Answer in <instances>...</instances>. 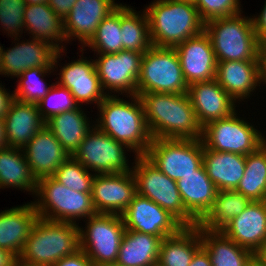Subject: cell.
<instances>
[{
    "mask_svg": "<svg viewBox=\"0 0 266 266\" xmlns=\"http://www.w3.org/2000/svg\"><path fill=\"white\" fill-rule=\"evenodd\" d=\"M26 5L47 3L48 0H24Z\"/></svg>",
    "mask_w": 266,
    "mask_h": 266,
    "instance_id": "obj_52",
    "label": "cell"
},
{
    "mask_svg": "<svg viewBox=\"0 0 266 266\" xmlns=\"http://www.w3.org/2000/svg\"><path fill=\"white\" fill-rule=\"evenodd\" d=\"M120 4L115 0H77L64 19L67 44L76 39L83 47L95 34L101 21Z\"/></svg>",
    "mask_w": 266,
    "mask_h": 266,
    "instance_id": "obj_19",
    "label": "cell"
},
{
    "mask_svg": "<svg viewBox=\"0 0 266 266\" xmlns=\"http://www.w3.org/2000/svg\"><path fill=\"white\" fill-rule=\"evenodd\" d=\"M55 71L53 68H30L26 69L17 77L18 84L14 90L15 99L24 103H39L49 92L52 84H47L45 76ZM43 78V79H42Z\"/></svg>",
    "mask_w": 266,
    "mask_h": 266,
    "instance_id": "obj_38",
    "label": "cell"
},
{
    "mask_svg": "<svg viewBox=\"0 0 266 266\" xmlns=\"http://www.w3.org/2000/svg\"><path fill=\"white\" fill-rule=\"evenodd\" d=\"M162 238L125 229L116 263L121 266L157 264Z\"/></svg>",
    "mask_w": 266,
    "mask_h": 266,
    "instance_id": "obj_32",
    "label": "cell"
},
{
    "mask_svg": "<svg viewBox=\"0 0 266 266\" xmlns=\"http://www.w3.org/2000/svg\"><path fill=\"white\" fill-rule=\"evenodd\" d=\"M14 37L12 48H1L0 75L17 78L26 69L53 68L54 60L59 49L48 41L30 37L20 40ZM15 41V42H14Z\"/></svg>",
    "mask_w": 266,
    "mask_h": 266,
    "instance_id": "obj_16",
    "label": "cell"
},
{
    "mask_svg": "<svg viewBox=\"0 0 266 266\" xmlns=\"http://www.w3.org/2000/svg\"><path fill=\"white\" fill-rule=\"evenodd\" d=\"M85 220V227L78 226L80 250L95 266L116 263L125 233L121 215L96 213Z\"/></svg>",
    "mask_w": 266,
    "mask_h": 266,
    "instance_id": "obj_10",
    "label": "cell"
},
{
    "mask_svg": "<svg viewBox=\"0 0 266 266\" xmlns=\"http://www.w3.org/2000/svg\"><path fill=\"white\" fill-rule=\"evenodd\" d=\"M249 266H260L255 260H253Z\"/></svg>",
    "mask_w": 266,
    "mask_h": 266,
    "instance_id": "obj_55",
    "label": "cell"
},
{
    "mask_svg": "<svg viewBox=\"0 0 266 266\" xmlns=\"http://www.w3.org/2000/svg\"><path fill=\"white\" fill-rule=\"evenodd\" d=\"M259 15H253V27L260 43H266V1Z\"/></svg>",
    "mask_w": 266,
    "mask_h": 266,
    "instance_id": "obj_44",
    "label": "cell"
},
{
    "mask_svg": "<svg viewBox=\"0 0 266 266\" xmlns=\"http://www.w3.org/2000/svg\"><path fill=\"white\" fill-rule=\"evenodd\" d=\"M254 260L260 266H266V242L254 252Z\"/></svg>",
    "mask_w": 266,
    "mask_h": 266,
    "instance_id": "obj_50",
    "label": "cell"
},
{
    "mask_svg": "<svg viewBox=\"0 0 266 266\" xmlns=\"http://www.w3.org/2000/svg\"><path fill=\"white\" fill-rule=\"evenodd\" d=\"M214 120L202 127L203 145L218 152H231L243 156L255 152L266 142L265 135L255 125L238 115ZM238 115V116H237Z\"/></svg>",
    "mask_w": 266,
    "mask_h": 266,
    "instance_id": "obj_9",
    "label": "cell"
},
{
    "mask_svg": "<svg viewBox=\"0 0 266 266\" xmlns=\"http://www.w3.org/2000/svg\"><path fill=\"white\" fill-rule=\"evenodd\" d=\"M203 165L218 191L235 190L244 175L246 156L203 149Z\"/></svg>",
    "mask_w": 266,
    "mask_h": 266,
    "instance_id": "obj_28",
    "label": "cell"
},
{
    "mask_svg": "<svg viewBox=\"0 0 266 266\" xmlns=\"http://www.w3.org/2000/svg\"><path fill=\"white\" fill-rule=\"evenodd\" d=\"M136 11L120 4V27L123 50L145 53L151 46L149 19L145 9Z\"/></svg>",
    "mask_w": 266,
    "mask_h": 266,
    "instance_id": "obj_35",
    "label": "cell"
},
{
    "mask_svg": "<svg viewBox=\"0 0 266 266\" xmlns=\"http://www.w3.org/2000/svg\"><path fill=\"white\" fill-rule=\"evenodd\" d=\"M221 232L239 246L255 252L266 242V200L251 201Z\"/></svg>",
    "mask_w": 266,
    "mask_h": 266,
    "instance_id": "obj_23",
    "label": "cell"
},
{
    "mask_svg": "<svg viewBox=\"0 0 266 266\" xmlns=\"http://www.w3.org/2000/svg\"><path fill=\"white\" fill-rule=\"evenodd\" d=\"M125 229L163 238L177 234L184 226L157 203L139 194L121 214Z\"/></svg>",
    "mask_w": 266,
    "mask_h": 266,
    "instance_id": "obj_15",
    "label": "cell"
},
{
    "mask_svg": "<svg viewBox=\"0 0 266 266\" xmlns=\"http://www.w3.org/2000/svg\"><path fill=\"white\" fill-rule=\"evenodd\" d=\"M201 247V229L197 226L183 227L177 234L162 239L157 264L189 266Z\"/></svg>",
    "mask_w": 266,
    "mask_h": 266,
    "instance_id": "obj_33",
    "label": "cell"
},
{
    "mask_svg": "<svg viewBox=\"0 0 266 266\" xmlns=\"http://www.w3.org/2000/svg\"><path fill=\"white\" fill-rule=\"evenodd\" d=\"M188 92L175 48L151 46L142 56L137 94Z\"/></svg>",
    "mask_w": 266,
    "mask_h": 266,
    "instance_id": "obj_8",
    "label": "cell"
},
{
    "mask_svg": "<svg viewBox=\"0 0 266 266\" xmlns=\"http://www.w3.org/2000/svg\"><path fill=\"white\" fill-rule=\"evenodd\" d=\"M97 110L99 113L94 125L100 131L124 143L133 151L134 156L146 154L153 138L138 95L122 98L116 94L106 96L97 106Z\"/></svg>",
    "mask_w": 266,
    "mask_h": 266,
    "instance_id": "obj_2",
    "label": "cell"
},
{
    "mask_svg": "<svg viewBox=\"0 0 266 266\" xmlns=\"http://www.w3.org/2000/svg\"><path fill=\"white\" fill-rule=\"evenodd\" d=\"M37 182L23 149L8 146L0 149V189L11 187L35 196Z\"/></svg>",
    "mask_w": 266,
    "mask_h": 266,
    "instance_id": "obj_30",
    "label": "cell"
},
{
    "mask_svg": "<svg viewBox=\"0 0 266 266\" xmlns=\"http://www.w3.org/2000/svg\"><path fill=\"white\" fill-rule=\"evenodd\" d=\"M89 47L96 54H114L123 50L120 27V5L105 17L95 34L82 47Z\"/></svg>",
    "mask_w": 266,
    "mask_h": 266,
    "instance_id": "obj_37",
    "label": "cell"
},
{
    "mask_svg": "<svg viewBox=\"0 0 266 266\" xmlns=\"http://www.w3.org/2000/svg\"><path fill=\"white\" fill-rule=\"evenodd\" d=\"M17 258L9 251L0 248V266H14Z\"/></svg>",
    "mask_w": 266,
    "mask_h": 266,
    "instance_id": "obj_49",
    "label": "cell"
},
{
    "mask_svg": "<svg viewBox=\"0 0 266 266\" xmlns=\"http://www.w3.org/2000/svg\"><path fill=\"white\" fill-rule=\"evenodd\" d=\"M7 146V141L5 137V126L4 119L0 118V149Z\"/></svg>",
    "mask_w": 266,
    "mask_h": 266,
    "instance_id": "obj_51",
    "label": "cell"
},
{
    "mask_svg": "<svg viewBox=\"0 0 266 266\" xmlns=\"http://www.w3.org/2000/svg\"><path fill=\"white\" fill-rule=\"evenodd\" d=\"M26 160L36 179L53 176L70 155L44 125L23 148Z\"/></svg>",
    "mask_w": 266,
    "mask_h": 266,
    "instance_id": "obj_21",
    "label": "cell"
},
{
    "mask_svg": "<svg viewBox=\"0 0 266 266\" xmlns=\"http://www.w3.org/2000/svg\"><path fill=\"white\" fill-rule=\"evenodd\" d=\"M238 14L205 23L217 62L258 60L260 42L251 16Z\"/></svg>",
    "mask_w": 266,
    "mask_h": 266,
    "instance_id": "obj_5",
    "label": "cell"
},
{
    "mask_svg": "<svg viewBox=\"0 0 266 266\" xmlns=\"http://www.w3.org/2000/svg\"><path fill=\"white\" fill-rule=\"evenodd\" d=\"M1 48H2V46H1V44H0V60H1Z\"/></svg>",
    "mask_w": 266,
    "mask_h": 266,
    "instance_id": "obj_56",
    "label": "cell"
},
{
    "mask_svg": "<svg viewBox=\"0 0 266 266\" xmlns=\"http://www.w3.org/2000/svg\"><path fill=\"white\" fill-rule=\"evenodd\" d=\"M136 194L132 171L95 174L92 180L91 197L97 213L121 215Z\"/></svg>",
    "mask_w": 266,
    "mask_h": 266,
    "instance_id": "obj_17",
    "label": "cell"
},
{
    "mask_svg": "<svg viewBox=\"0 0 266 266\" xmlns=\"http://www.w3.org/2000/svg\"><path fill=\"white\" fill-rule=\"evenodd\" d=\"M177 186L185 209L197 221L211 208L218 192L203 164L195 173L179 179Z\"/></svg>",
    "mask_w": 266,
    "mask_h": 266,
    "instance_id": "obj_27",
    "label": "cell"
},
{
    "mask_svg": "<svg viewBox=\"0 0 266 266\" xmlns=\"http://www.w3.org/2000/svg\"><path fill=\"white\" fill-rule=\"evenodd\" d=\"M187 94L202 127L211 121L228 117L236 111L237 103L216 79L189 85Z\"/></svg>",
    "mask_w": 266,
    "mask_h": 266,
    "instance_id": "obj_20",
    "label": "cell"
},
{
    "mask_svg": "<svg viewBox=\"0 0 266 266\" xmlns=\"http://www.w3.org/2000/svg\"><path fill=\"white\" fill-rule=\"evenodd\" d=\"M145 11L153 46L175 48L205 29L191 0H153Z\"/></svg>",
    "mask_w": 266,
    "mask_h": 266,
    "instance_id": "obj_3",
    "label": "cell"
},
{
    "mask_svg": "<svg viewBox=\"0 0 266 266\" xmlns=\"http://www.w3.org/2000/svg\"><path fill=\"white\" fill-rule=\"evenodd\" d=\"M201 246L212 266H249L254 260L253 251L239 246L221 231L201 229Z\"/></svg>",
    "mask_w": 266,
    "mask_h": 266,
    "instance_id": "obj_31",
    "label": "cell"
},
{
    "mask_svg": "<svg viewBox=\"0 0 266 266\" xmlns=\"http://www.w3.org/2000/svg\"><path fill=\"white\" fill-rule=\"evenodd\" d=\"M101 266H121L117 263H111V264H104V265H101Z\"/></svg>",
    "mask_w": 266,
    "mask_h": 266,
    "instance_id": "obj_54",
    "label": "cell"
},
{
    "mask_svg": "<svg viewBox=\"0 0 266 266\" xmlns=\"http://www.w3.org/2000/svg\"><path fill=\"white\" fill-rule=\"evenodd\" d=\"M235 190L251 201L266 200V142L246 155L244 175Z\"/></svg>",
    "mask_w": 266,
    "mask_h": 266,
    "instance_id": "obj_36",
    "label": "cell"
},
{
    "mask_svg": "<svg viewBox=\"0 0 266 266\" xmlns=\"http://www.w3.org/2000/svg\"><path fill=\"white\" fill-rule=\"evenodd\" d=\"M142 56L143 53L129 50L114 54H96V59H93L96 72L107 96H112L115 92L120 96L137 94Z\"/></svg>",
    "mask_w": 266,
    "mask_h": 266,
    "instance_id": "obj_13",
    "label": "cell"
},
{
    "mask_svg": "<svg viewBox=\"0 0 266 266\" xmlns=\"http://www.w3.org/2000/svg\"><path fill=\"white\" fill-rule=\"evenodd\" d=\"M251 200L236 190H220L211 208L197 222L199 229L222 231L237 215H240Z\"/></svg>",
    "mask_w": 266,
    "mask_h": 266,
    "instance_id": "obj_34",
    "label": "cell"
},
{
    "mask_svg": "<svg viewBox=\"0 0 266 266\" xmlns=\"http://www.w3.org/2000/svg\"><path fill=\"white\" fill-rule=\"evenodd\" d=\"M95 174L70 156L56 170L53 177L65 187L82 193H91Z\"/></svg>",
    "mask_w": 266,
    "mask_h": 266,
    "instance_id": "obj_39",
    "label": "cell"
},
{
    "mask_svg": "<svg viewBox=\"0 0 266 266\" xmlns=\"http://www.w3.org/2000/svg\"><path fill=\"white\" fill-rule=\"evenodd\" d=\"M14 266H30V265H26V264L20 263L19 261H16Z\"/></svg>",
    "mask_w": 266,
    "mask_h": 266,
    "instance_id": "obj_53",
    "label": "cell"
},
{
    "mask_svg": "<svg viewBox=\"0 0 266 266\" xmlns=\"http://www.w3.org/2000/svg\"><path fill=\"white\" fill-rule=\"evenodd\" d=\"M215 79L238 104L260 88L258 60L217 62ZM257 88V89H256Z\"/></svg>",
    "mask_w": 266,
    "mask_h": 266,
    "instance_id": "obj_22",
    "label": "cell"
},
{
    "mask_svg": "<svg viewBox=\"0 0 266 266\" xmlns=\"http://www.w3.org/2000/svg\"><path fill=\"white\" fill-rule=\"evenodd\" d=\"M138 95L153 139H201L199 124L187 93H144Z\"/></svg>",
    "mask_w": 266,
    "mask_h": 266,
    "instance_id": "obj_1",
    "label": "cell"
},
{
    "mask_svg": "<svg viewBox=\"0 0 266 266\" xmlns=\"http://www.w3.org/2000/svg\"><path fill=\"white\" fill-rule=\"evenodd\" d=\"M133 159L132 173L136 181L137 194L157 203L184 227L197 226L198 221L183 205L177 181L161 172L144 155L134 156Z\"/></svg>",
    "mask_w": 266,
    "mask_h": 266,
    "instance_id": "obj_7",
    "label": "cell"
},
{
    "mask_svg": "<svg viewBox=\"0 0 266 266\" xmlns=\"http://www.w3.org/2000/svg\"><path fill=\"white\" fill-rule=\"evenodd\" d=\"M189 266H212L207 251L201 247L193 256Z\"/></svg>",
    "mask_w": 266,
    "mask_h": 266,
    "instance_id": "obj_48",
    "label": "cell"
},
{
    "mask_svg": "<svg viewBox=\"0 0 266 266\" xmlns=\"http://www.w3.org/2000/svg\"><path fill=\"white\" fill-rule=\"evenodd\" d=\"M79 225L38 218L17 261L30 266H53L80 249Z\"/></svg>",
    "mask_w": 266,
    "mask_h": 266,
    "instance_id": "obj_4",
    "label": "cell"
},
{
    "mask_svg": "<svg viewBox=\"0 0 266 266\" xmlns=\"http://www.w3.org/2000/svg\"><path fill=\"white\" fill-rule=\"evenodd\" d=\"M193 3L205 23L211 19L243 12L240 0H193Z\"/></svg>",
    "mask_w": 266,
    "mask_h": 266,
    "instance_id": "obj_42",
    "label": "cell"
},
{
    "mask_svg": "<svg viewBox=\"0 0 266 266\" xmlns=\"http://www.w3.org/2000/svg\"><path fill=\"white\" fill-rule=\"evenodd\" d=\"M23 19L25 31L30 37L48 41L59 50L67 51L64 19L47 3L26 5Z\"/></svg>",
    "mask_w": 266,
    "mask_h": 266,
    "instance_id": "obj_26",
    "label": "cell"
},
{
    "mask_svg": "<svg viewBox=\"0 0 266 266\" xmlns=\"http://www.w3.org/2000/svg\"><path fill=\"white\" fill-rule=\"evenodd\" d=\"M77 0H48L47 4L63 19L69 14Z\"/></svg>",
    "mask_w": 266,
    "mask_h": 266,
    "instance_id": "obj_46",
    "label": "cell"
},
{
    "mask_svg": "<svg viewBox=\"0 0 266 266\" xmlns=\"http://www.w3.org/2000/svg\"><path fill=\"white\" fill-rule=\"evenodd\" d=\"M45 123L37 104L15 99L4 117L7 146L23 149Z\"/></svg>",
    "mask_w": 266,
    "mask_h": 266,
    "instance_id": "obj_25",
    "label": "cell"
},
{
    "mask_svg": "<svg viewBox=\"0 0 266 266\" xmlns=\"http://www.w3.org/2000/svg\"><path fill=\"white\" fill-rule=\"evenodd\" d=\"M53 266H95V264L83 250L79 249L74 254L58 260Z\"/></svg>",
    "mask_w": 266,
    "mask_h": 266,
    "instance_id": "obj_43",
    "label": "cell"
},
{
    "mask_svg": "<svg viewBox=\"0 0 266 266\" xmlns=\"http://www.w3.org/2000/svg\"><path fill=\"white\" fill-rule=\"evenodd\" d=\"M34 197L35 200L32 202L38 216L47 220L79 225L78 221L88 219L97 213L91 193L69 189L53 176L38 179Z\"/></svg>",
    "mask_w": 266,
    "mask_h": 266,
    "instance_id": "obj_6",
    "label": "cell"
},
{
    "mask_svg": "<svg viewBox=\"0 0 266 266\" xmlns=\"http://www.w3.org/2000/svg\"><path fill=\"white\" fill-rule=\"evenodd\" d=\"M39 216L33 202H27L0 212V248L16 258L21 254L25 241Z\"/></svg>",
    "mask_w": 266,
    "mask_h": 266,
    "instance_id": "obj_24",
    "label": "cell"
},
{
    "mask_svg": "<svg viewBox=\"0 0 266 266\" xmlns=\"http://www.w3.org/2000/svg\"><path fill=\"white\" fill-rule=\"evenodd\" d=\"M126 152L133 151L94 125L72 157L94 174H115L132 171Z\"/></svg>",
    "mask_w": 266,
    "mask_h": 266,
    "instance_id": "obj_12",
    "label": "cell"
},
{
    "mask_svg": "<svg viewBox=\"0 0 266 266\" xmlns=\"http://www.w3.org/2000/svg\"><path fill=\"white\" fill-rule=\"evenodd\" d=\"M3 83H0V118L8 114L12 102L15 100L14 91L5 88ZM9 90V91H8ZM11 92V93H10Z\"/></svg>",
    "mask_w": 266,
    "mask_h": 266,
    "instance_id": "obj_45",
    "label": "cell"
},
{
    "mask_svg": "<svg viewBox=\"0 0 266 266\" xmlns=\"http://www.w3.org/2000/svg\"><path fill=\"white\" fill-rule=\"evenodd\" d=\"M24 0H0V25L4 33L14 37H22L26 33L24 27Z\"/></svg>",
    "mask_w": 266,
    "mask_h": 266,
    "instance_id": "obj_41",
    "label": "cell"
},
{
    "mask_svg": "<svg viewBox=\"0 0 266 266\" xmlns=\"http://www.w3.org/2000/svg\"><path fill=\"white\" fill-rule=\"evenodd\" d=\"M37 105L45 122L54 115L79 107L70 90L61 86L56 81L47 95Z\"/></svg>",
    "mask_w": 266,
    "mask_h": 266,
    "instance_id": "obj_40",
    "label": "cell"
},
{
    "mask_svg": "<svg viewBox=\"0 0 266 266\" xmlns=\"http://www.w3.org/2000/svg\"><path fill=\"white\" fill-rule=\"evenodd\" d=\"M258 62H259L260 86L262 83H263L262 85H264V84L266 85V43L260 44Z\"/></svg>",
    "mask_w": 266,
    "mask_h": 266,
    "instance_id": "obj_47",
    "label": "cell"
},
{
    "mask_svg": "<svg viewBox=\"0 0 266 266\" xmlns=\"http://www.w3.org/2000/svg\"><path fill=\"white\" fill-rule=\"evenodd\" d=\"M175 50L188 86L215 79L217 61L211 40L205 31L188 38L176 46Z\"/></svg>",
    "mask_w": 266,
    "mask_h": 266,
    "instance_id": "obj_18",
    "label": "cell"
},
{
    "mask_svg": "<svg viewBox=\"0 0 266 266\" xmlns=\"http://www.w3.org/2000/svg\"><path fill=\"white\" fill-rule=\"evenodd\" d=\"M81 107L54 115L45 123L70 156L94 126V120L92 123Z\"/></svg>",
    "mask_w": 266,
    "mask_h": 266,
    "instance_id": "obj_29",
    "label": "cell"
},
{
    "mask_svg": "<svg viewBox=\"0 0 266 266\" xmlns=\"http://www.w3.org/2000/svg\"><path fill=\"white\" fill-rule=\"evenodd\" d=\"M79 50V52L82 53L79 56L80 58L75 59L74 61L72 60L71 62L69 61V63H65V65L59 63V61L63 58L62 56L64 54L62 53H65L66 57L67 52L65 50L58 51L54 60L53 69H57L58 71L59 65L60 71L57 74L60 76L55 79H58V81H56L58 84L70 90L79 106H82L83 103H90L92 105L95 104L97 107L107 95L101 87L94 60L87 59V57L83 56V51H86V48L84 49L80 47Z\"/></svg>",
    "mask_w": 266,
    "mask_h": 266,
    "instance_id": "obj_14",
    "label": "cell"
},
{
    "mask_svg": "<svg viewBox=\"0 0 266 266\" xmlns=\"http://www.w3.org/2000/svg\"><path fill=\"white\" fill-rule=\"evenodd\" d=\"M204 145L201 139H152L144 155L161 172L174 181L195 173L203 164Z\"/></svg>",
    "mask_w": 266,
    "mask_h": 266,
    "instance_id": "obj_11",
    "label": "cell"
}]
</instances>
